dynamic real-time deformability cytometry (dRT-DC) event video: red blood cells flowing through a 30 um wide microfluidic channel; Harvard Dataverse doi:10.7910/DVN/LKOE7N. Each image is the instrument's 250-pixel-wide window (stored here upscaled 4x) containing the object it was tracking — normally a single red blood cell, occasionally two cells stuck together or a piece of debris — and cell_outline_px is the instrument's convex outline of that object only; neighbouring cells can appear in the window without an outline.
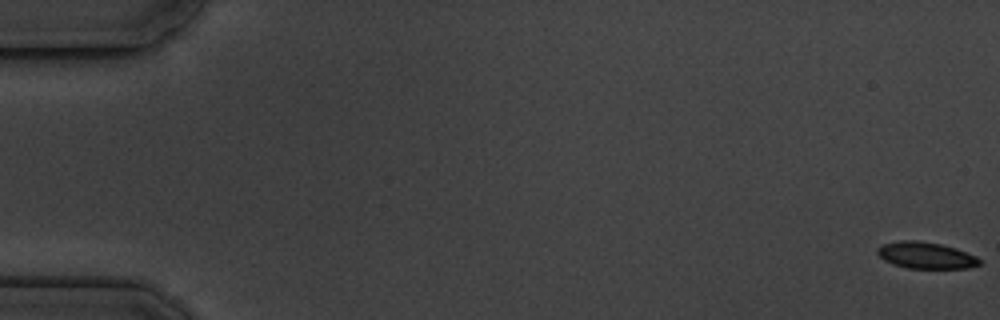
{"species": "common noctule bat (a hibernating species)", "species_latin": "Nyctalus noctula", "temperature_condition": "cold", "stored_images_in_passage": 6, "camera_frame_rate_fps": 3000, "um_per_image_px": 0.085, "animal": {"sex": "male", "body_mass_g": 19.5, "forearm_length_mm": 54.6}, "frame": {"image": 1, "passage_image": 1, "time_ms": 0.0, "image_size_px": [1000, 320], "cell_outline_px": [[980, 264], [968, 268], [908, 268], [884, 260], [876, 252], [876, 248], [880, 244], [900, 240], [920, 240], [940, 244], [956, 248], [976, 256], [980, 260]], "centroid_in_image_um": [78.67, 21.68], "position_along_channel_um": 6.3, "area_um2": 15.78}}
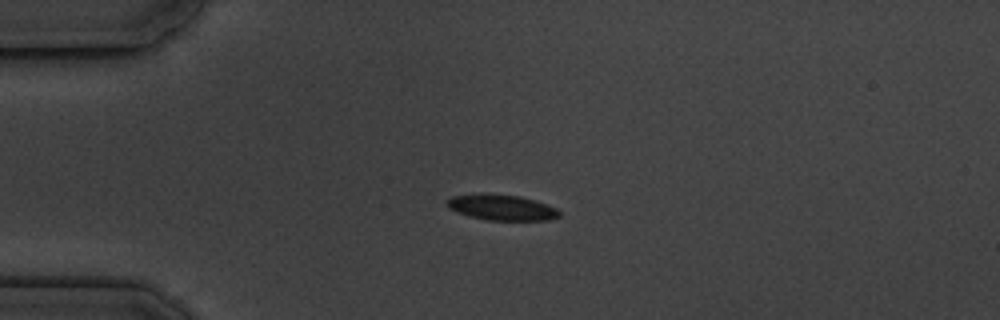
{"frame": {"image": 2, "passage_image": 5, "time_ms": 4.667, "image_size_px": [1000, 320], "cell_outline_px": [[560, 216], [548, 220], [488, 220], [468, 216], [448, 208], [444, 204], [444, 200], [452, 196], [480, 192], [484, 192], [520, 196], [548, 204], [556, 208], [560, 212]], "centroid_in_image_um": [42.58, 17.61], "position_along_channel_um": 42.4, "area_um2": 17.22}}